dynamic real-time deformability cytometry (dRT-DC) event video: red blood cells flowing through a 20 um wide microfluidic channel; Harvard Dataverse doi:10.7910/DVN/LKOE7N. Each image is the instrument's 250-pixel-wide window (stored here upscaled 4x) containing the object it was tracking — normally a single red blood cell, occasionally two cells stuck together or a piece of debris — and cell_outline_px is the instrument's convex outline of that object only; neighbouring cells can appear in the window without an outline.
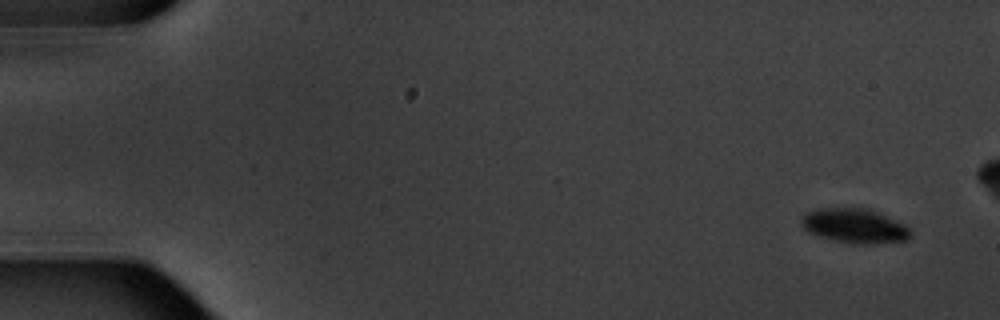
{"species": "common noctule bat (a hibernating species)", "species_latin": "Nyctalus noctula", "temperature_condition": "warm", "stored_images_in_passage": 6, "camera_frame_rate_fps": 3000, "um_per_image_px": 0.085, "animal": {"sex": "male", "body_mass_g": 20.1, "forearm_length_mm": 53.5}, "frame": {"image": 1, "passage_image": 1, "time_ms": 0.0, "image_size_px": [1000, 320], "cell_outline_px": [[912, 236], [908, 240], [876, 244], [860, 244], [836, 240], [820, 236], [808, 232], [800, 224], [800, 220], [804, 212], [820, 208], [868, 208], [888, 216], [904, 224], [912, 232]], "centroid_in_image_um": [72.65, 19.19], "position_along_channel_um": 12.3, "area_um2": 22.08}}